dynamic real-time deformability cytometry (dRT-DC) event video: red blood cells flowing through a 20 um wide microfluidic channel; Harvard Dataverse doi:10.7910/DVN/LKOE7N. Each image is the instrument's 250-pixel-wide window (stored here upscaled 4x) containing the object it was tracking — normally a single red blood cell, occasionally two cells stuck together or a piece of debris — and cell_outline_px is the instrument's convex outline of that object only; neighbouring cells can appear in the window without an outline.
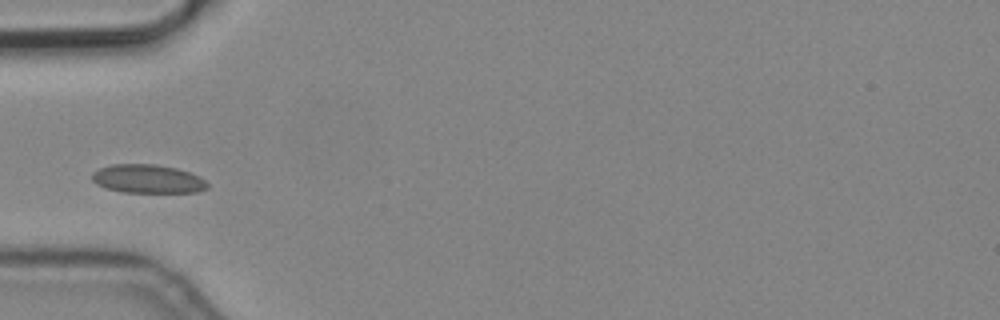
{"species": "common noctule bat (a hibernating species)", "species_latin": "Nyctalus noctula", "temperature_condition": "cold", "stored_images_in_passage": 6, "camera_frame_rate_fps": 3000, "um_per_image_px": 0.085, "animal": {"sex": "male", "body_mass_g": 19.2, "forearm_length_mm": 51.8}, "frame": {"image": 1, "passage_image": 4, "time_ms": 1.0, "image_size_px": [1000, 320], "cell_outline_px": [[208, 188], [196, 192], [120, 192], [104, 188], [96, 184], [92, 180], [92, 172], [100, 168], [112, 164], [156, 164], [176, 168], [200, 176], [208, 184]], "centroid_in_image_um": [12.53, 15.2], "position_along_channel_um": 72.5, "area_um2": 19.31}}
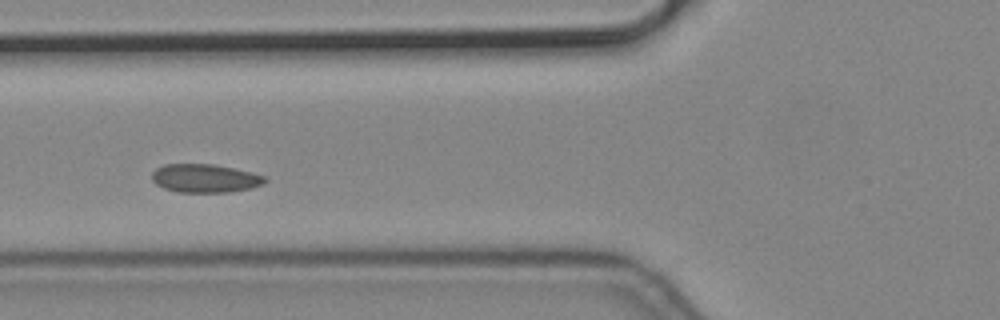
{"frame": {"image": 2, "passage_image": 5, "time_ms": 1.333, "image_size_px": [1000, 320], "cell_outline_px": [[268, 180], [264, 184], [248, 188], [228, 192], [180, 192], [164, 188], [156, 184], [152, 180], [152, 172], [156, 168], [164, 164], [212, 164], [252, 172], [264, 176]], "centroid_in_image_um": [17.41, 15.15], "position_along_channel_um": 108.4, "area_um2": 18.61}}
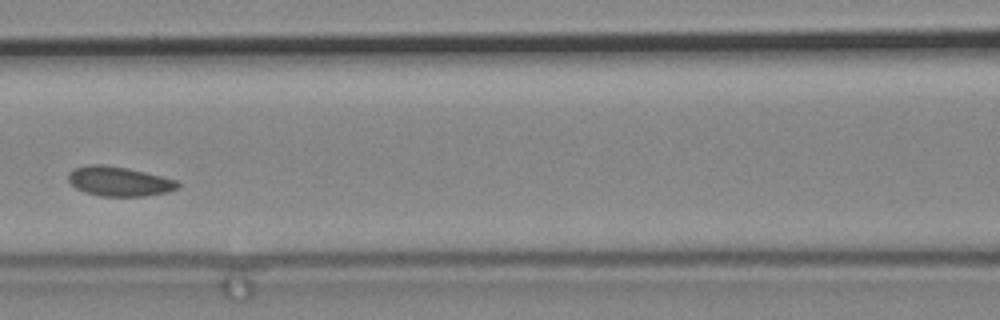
{"frame": {"image": 3, "passage_image": 6, "time_ms": 1.667, "image_size_px": [1000, 320], "cell_outline_px": [[180, 188], [168, 192], [144, 196], [100, 196], [84, 192], [76, 188], [68, 180], [68, 172], [72, 168], [88, 164], [104, 164], [128, 168], [176, 180], [180, 184]], "centroid_in_image_um": [10.1, 15.41], "position_along_channel_um": 156.5, "area_um2": 19.02}}